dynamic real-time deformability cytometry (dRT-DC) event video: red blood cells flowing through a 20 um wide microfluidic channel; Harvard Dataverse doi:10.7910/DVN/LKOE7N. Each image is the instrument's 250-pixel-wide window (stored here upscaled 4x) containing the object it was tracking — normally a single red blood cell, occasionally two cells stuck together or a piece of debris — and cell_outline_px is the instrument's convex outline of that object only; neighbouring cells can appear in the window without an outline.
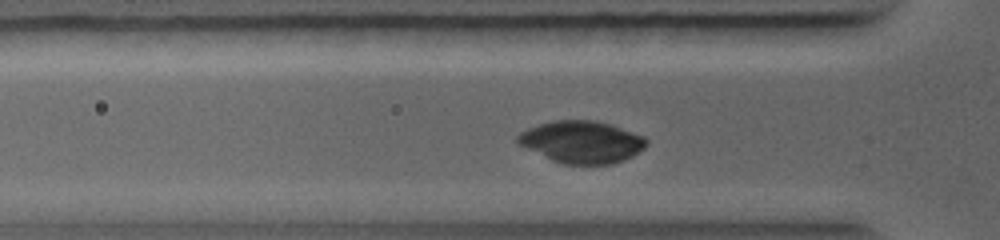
{"species": "common noctule bat (a hibernating species)", "species_latin": "Nyctalus noctula", "temperature_condition": "warm", "stored_images_in_passage": 16, "camera_frame_rate_fps": 5000, "um_per_image_px": 0.085, "animal": {"sex": "female", "body_mass_g": 19.0, "forearm_length_mm": 56.7}, "frame": {"image": 1, "passage_image": 3, "time_ms": 0.8, "image_size_px": [1000, 240], "cell_outline_px": [[648, 144], [644, 148], [632, 156], [624, 160], [612, 164], [564, 164], [552, 160], [516, 144], [516, 136], [520, 132], [528, 128], [552, 120], [596, 120], [612, 124], [644, 136], [648, 140]], "centroid_in_image_um": [49.44, 12.06], "position_along_channel_um": 76.4, "area_um2": 31.85}}
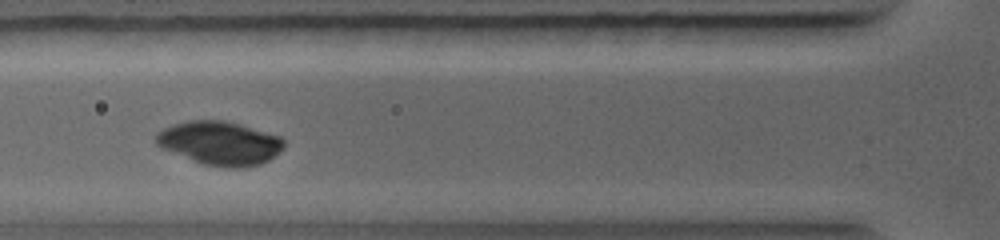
{"frame": {"image": 2, "passage_image": 4, "time_ms": 1.4, "image_size_px": [1000, 240], "cell_outline_px": [[284, 148], [280, 152], [268, 160], [260, 164], [244, 168], [228, 168], [204, 164], [164, 148], [156, 144], [156, 132], [164, 128], [188, 120], [224, 120], [240, 124], [280, 136], [284, 140]], "centroid_in_image_um": [18.73, 12.16], "position_along_channel_um": 107.1, "area_um2": 32.25}}